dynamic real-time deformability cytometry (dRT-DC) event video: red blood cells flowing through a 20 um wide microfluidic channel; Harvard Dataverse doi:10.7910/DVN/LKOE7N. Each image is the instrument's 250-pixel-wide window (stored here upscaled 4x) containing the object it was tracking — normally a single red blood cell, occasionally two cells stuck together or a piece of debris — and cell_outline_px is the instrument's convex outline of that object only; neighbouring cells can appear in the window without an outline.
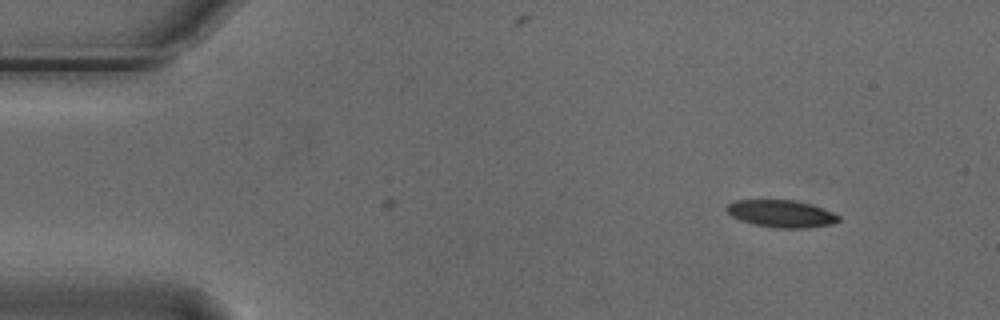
{"species": "Egyptian fruit bat (a non-hibernating species)", "species_latin": "Rousettus aegyptiacus", "temperature_condition": "cold", "stored_images_in_passage": 2, "camera_frame_rate_fps": 3000, "um_per_image_px": 0.085, "animal": {"sex": "male"}, "frame": {"image": 1, "passage_image": 2, "time_ms": 0.333, "image_size_px": [1000, 320], "cell_outline_px": [[840, 220], [832, 224], [804, 228], [776, 228], [752, 224], [740, 220], [732, 216], [724, 208], [728, 204], [736, 200], [792, 200], [812, 204], [832, 212], [840, 216]], "centroid_in_image_um": [66.4, 18.16], "position_along_channel_um": 18.6, "area_um2": 17.8}}